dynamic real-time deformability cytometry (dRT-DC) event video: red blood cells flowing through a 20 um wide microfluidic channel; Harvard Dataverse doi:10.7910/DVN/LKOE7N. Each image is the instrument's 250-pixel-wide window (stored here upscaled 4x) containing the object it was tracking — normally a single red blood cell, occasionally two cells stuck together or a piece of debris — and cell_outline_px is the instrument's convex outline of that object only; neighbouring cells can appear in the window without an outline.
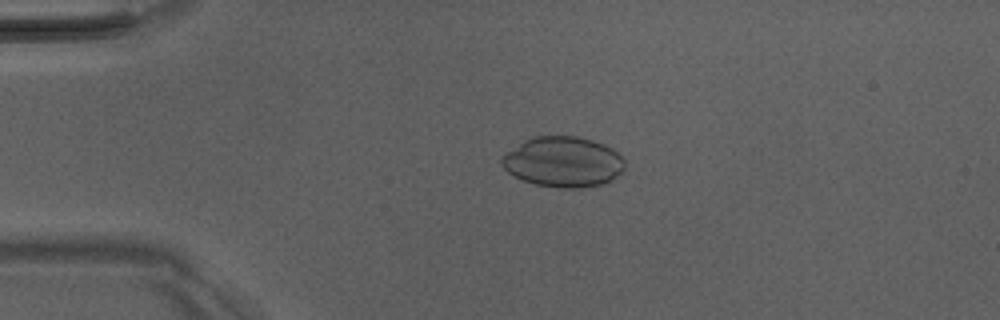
{"species": "Egyptian fruit bat (a non-hibernating species)", "species_latin": "Rousettus aegyptiacus", "temperature_condition": "room temperature", "stored_images_in_passage": 50, "camera_frame_rate_fps": 3000, "um_per_image_px": 0.085, "animal": {"sex": "male"}, "frame": {"image": 1, "passage_image": 11, "time_ms": 3.333, "image_size_px": [1000, 320], "cell_outline_px": [[624, 168], [620, 172], [608, 180], [600, 184], [576, 188], [560, 188], [536, 184], [524, 180], [508, 172], [500, 164], [500, 160], [508, 152], [524, 140], [532, 136], [576, 136], [592, 140], [604, 144], [612, 148], [624, 160]], "centroid_in_image_um": [47.84, 13.74], "position_along_channel_um": 37.2, "area_um2": 35.6}}
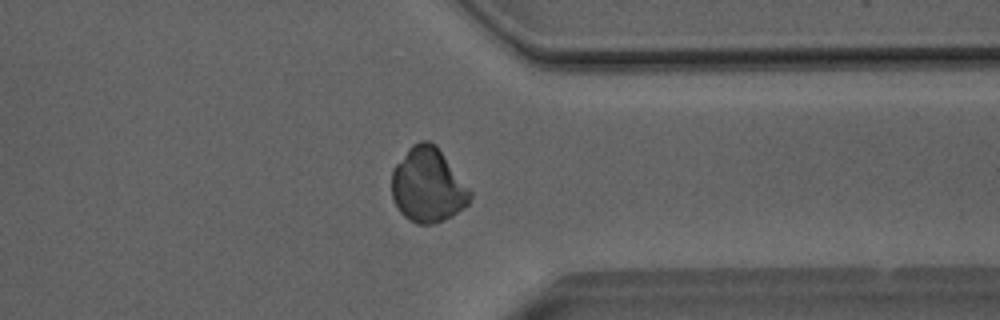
{"frame": {"image": 2, "passage_image": 39, "time_ms": 12.667, "image_size_px": [1000, 320], "cell_outline_px": [[472, 196], [468, 204], [464, 208], [452, 216], [432, 224], [416, 224], [408, 220], [400, 212], [392, 196], [392, 168], [408, 148], [412, 144], [420, 140], [428, 140], [436, 144], [472, 192]], "centroid_in_image_um": [36.36, 15.73], "position_along_channel_um": 375.0, "area_um2": 34.22}}
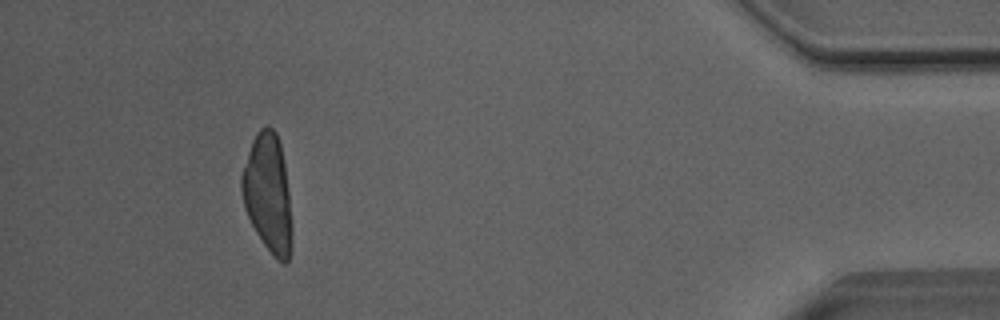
{"frame": {"image": 3, "passage_image": 46, "time_ms": 15.0, "image_size_px": [1000, 320], "cell_outline_px": [[292, 248], [288, 260], [284, 264], [264, 244], [256, 232], [244, 208], [240, 192], [240, 176], [252, 140], [256, 132], [260, 128], [268, 124], [276, 132], [280, 144], [284, 164], [292, 220]], "centroid_in_image_um": [22.76, 16.4], "position_along_channel_um": 412.4, "area_um2": 34.62}}